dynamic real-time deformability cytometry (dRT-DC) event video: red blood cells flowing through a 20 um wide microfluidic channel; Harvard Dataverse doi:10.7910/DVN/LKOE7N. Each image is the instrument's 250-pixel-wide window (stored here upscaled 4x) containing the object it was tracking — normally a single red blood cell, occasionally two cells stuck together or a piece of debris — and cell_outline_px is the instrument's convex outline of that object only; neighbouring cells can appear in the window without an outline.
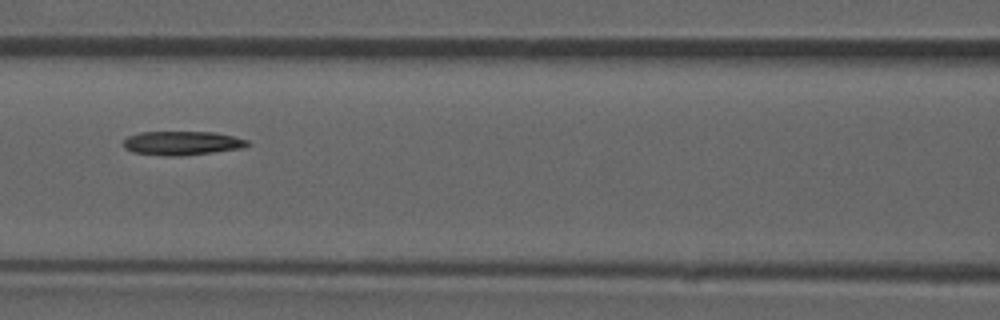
{"species": "common noctule bat (a hibernating species)", "species_latin": "Nyctalus noctula", "temperature_condition": "room temperature", "stored_images_in_passage": 52, "camera_frame_rate_fps": 3000, "um_per_image_px": 0.085, "animal": {"sex": "male", "forearm_length_mm": 52.5}, "frame": {"image": 1, "passage_image": 23, "time_ms": 7.333, "image_size_px": [1000, 320], "cell_outline_px": [[252, 144], [244, 148], [180, 156], [164, 156], [132, 152], [124, 148], [124, 140], [128, 136], [140, 132], [216, 132], [248, 140]], "centroid_in_image_um": [15.49, 12.17], "position_along_channel_um": 151.1, "area_um2": 17.4}, "authors_computed_cell_mechanics": {"area_um2": 17.5134, "velocity_mm_per_s": 3.8957, "shape_relaxation_time_tau1_ms": 10.7149, "shape_relaxation_time_tau2_ms": null, "deformation_change_tau1": 0.2632, "deformation_change_tau2": null}}